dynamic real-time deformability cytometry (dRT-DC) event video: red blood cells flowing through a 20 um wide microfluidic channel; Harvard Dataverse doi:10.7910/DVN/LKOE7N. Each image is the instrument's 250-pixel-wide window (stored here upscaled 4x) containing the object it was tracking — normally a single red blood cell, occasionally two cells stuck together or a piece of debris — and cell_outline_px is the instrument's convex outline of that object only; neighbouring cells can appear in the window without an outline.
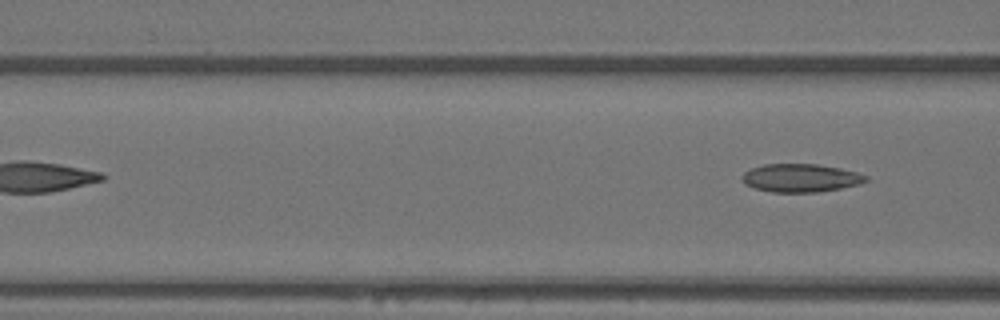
{"species": "Egyptian fruit bat (a non-hibernating species)", "species_latin": "Rousettus aegyptiacus", "temperature_condition": "warm", "stored_images_in_passage": 6, "camera_frame_rate_fps": 3000, "um_per_image_px": 0.085, "animal": {"sex": "female"}, "frame": {"image": 1, "passage_image": 6, "time_ms": 1.667, "image_size_px": [1000, 320], "cell_outline_px": [[868, 180], [860, 184], [840, 188], [816, 192], [772, 192], [756, 188], [744, 184], [740, 176], [744, 172], [752, 168], [764, 164], [816, 164], [840, 168], [856, 172], [868, 176]], "centroid_in_image_um": [68.04, 15.12], "position_along_channel_um": 98.6, "area_um2": 20.29}}